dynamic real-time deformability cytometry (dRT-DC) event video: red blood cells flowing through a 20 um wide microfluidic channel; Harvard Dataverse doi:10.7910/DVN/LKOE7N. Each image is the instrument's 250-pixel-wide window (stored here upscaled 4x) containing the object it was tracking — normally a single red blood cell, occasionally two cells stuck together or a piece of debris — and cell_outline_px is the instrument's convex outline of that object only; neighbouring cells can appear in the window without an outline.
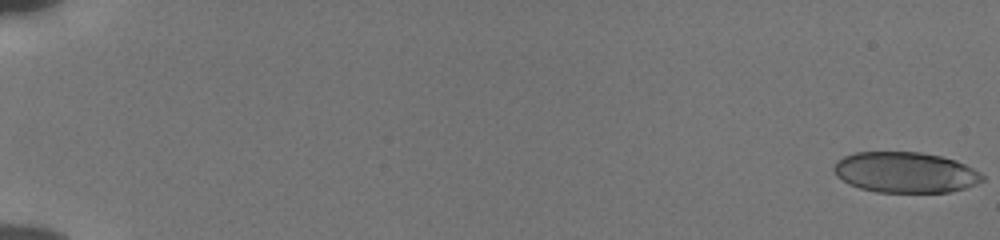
{"species": "human", "species_latin": "Homo sapiens", "temperature_condition": "cold", "stored_images_in_passage": 56, "camera_frame_rate_fps": 3000, "um_per_image_px": 0.085, "donor": {"sex": "male"}, "frame": {"image": 1, "passage_image": 1, "time_ms": 0.0, "image_size_px": [1000, 240], "cell_outline_px": [[984, 180], [976, 184], [964, 188], [948, 192], [876, 192], [860, 188], [848, 184], [836, 176], [832, 168], [836, 160], [844, 156], [856, 152], [920, 152], [940, 156], [956, 160], [980, 172], [984, 176]], "centroid_in_image_um": [76.92, 14.65], "position_along_channel_um": 8.1, "area_um2": 35.32}}
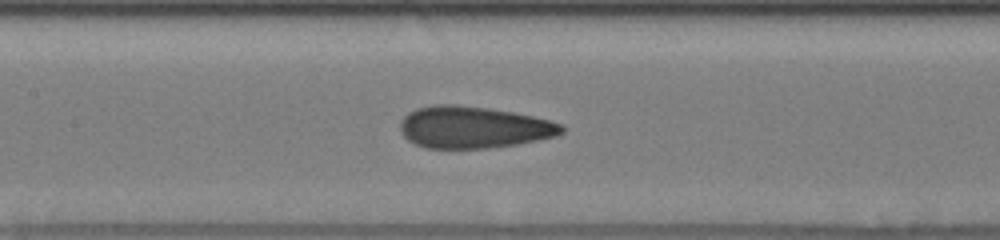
{"frame": {"image": 2, "passage_image": 29, "time_ms": 9.333, "image_size_px": [1000, 240], "cell_outline_px": [[564, 132], [556, 136], [516, 144], [488, 148], [424, 148], [408, 140], [400, 132], [400, 120], [408, 112], [416, 108], [432, 104], [456, 104], [488, 108], [512, 112], [532, 116], [564, 124]], "centroid_in_image_um": [40.21, 10.81], "position_along_channel_um": 167.2, "area_um2": 39.54}}
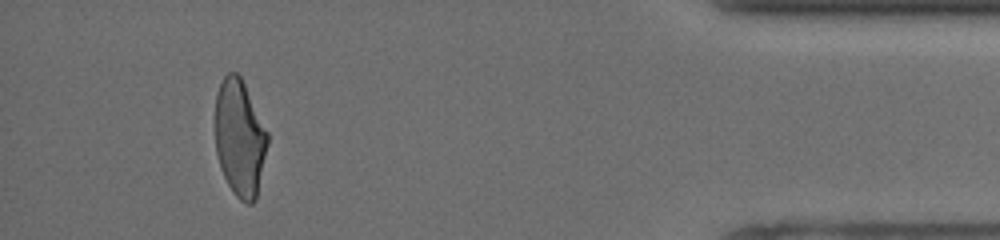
{"frame": {"image": 3, "passage_image": 52, "time_ms": 17.0, "image_size_px": [1000, 240], "cell_outline_px": [[268, 144], [256, 200], [252, 204], [248, 204], [240, 200], [232, 192], [220, 168], [216, 152], [216, 92], [224, 76], [228, 72], [236, 72], [240, 76], [268, 132]], "centroid_in_image_um": [20.38, 11.76], "position_along_channel_um": 414.8, "area_um2": 35.55}, "authors_computed_cell_mechanics": {"area_um2": 37.8301, "velocity_mm_per_s": 3.8569, "shape_relaxation_time_tau1_ms": null, "shape_relaxation_time_tau2_ms": 1.2249, "deformation_change_tau1": null, "deformation_change_tau2": 0.0815}}